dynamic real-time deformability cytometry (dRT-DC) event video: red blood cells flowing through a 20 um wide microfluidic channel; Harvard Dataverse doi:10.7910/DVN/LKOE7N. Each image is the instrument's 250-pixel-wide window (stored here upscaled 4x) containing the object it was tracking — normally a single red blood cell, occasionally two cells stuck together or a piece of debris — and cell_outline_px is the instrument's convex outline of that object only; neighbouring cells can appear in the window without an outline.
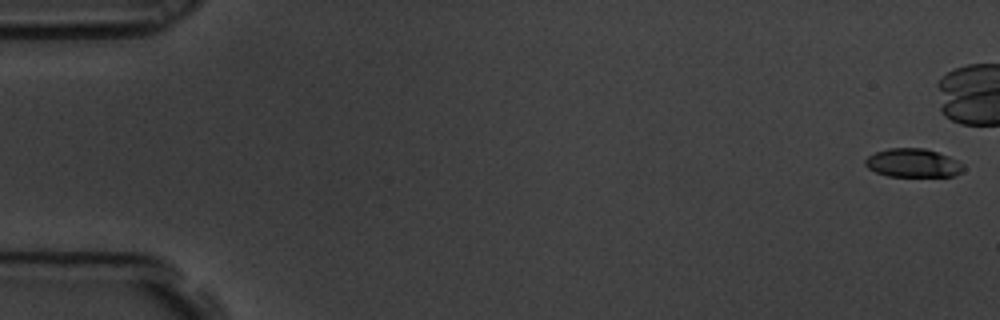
{"species": "common noctule bat (a hibernating species)", "species_latin": "Nyctalus noctula", "temperature_condition": "room temperature", "stored_images_in_passage": 47, "camera_frame_rate_fps": 3000, "um_per_image_px": 0.085, "animal": {"sex": "male", "body_mass_g": 19.5, "forearm_length_mm": 54.6}, "frame": {"image": 1, "passage_image": 1, "time_ms": 0.0, "image_size_px": [1000, 320], "cell_outline_px": [[964, 172], [952, 176], [888, 176], [876, 172], [868, 168], [864, 164], [864, 160], [868, 156], [876, 152], [888, 148], [924, 148], [948, 156], [964, 164]], "centroid_in_image_um": [77.6, 13.86], "position_along_channel_um": 7.4, "area_um2": 16.36}}
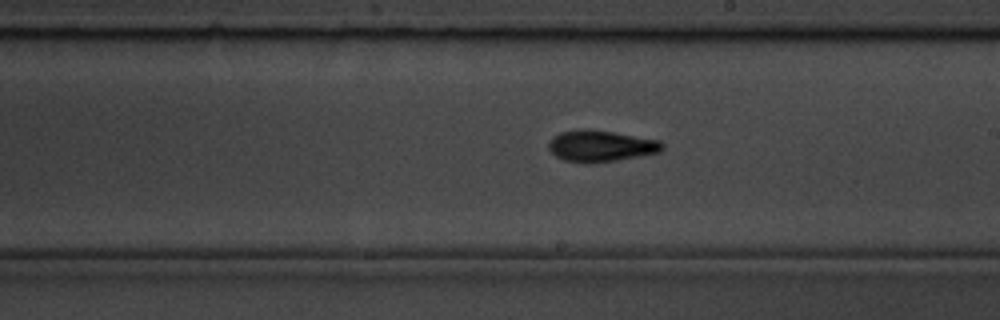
{"frame": {"image": 2, "passage_image": 34, "time_ms": 11.0, "image_size_px": [1000, 320], "cell_outline_px": [[664, 148], [660, 152], [616, 160], [584, 164], [564, 160], [556, 156], [548, 148], [548, 144], [560, 132], [580, 128], [588, 128], [660, 140], [664, 144]], "centroid_in_image_um": [51.07, 12.4], "position_along_channel_um": 237.9, "area_um2": 20.75}}